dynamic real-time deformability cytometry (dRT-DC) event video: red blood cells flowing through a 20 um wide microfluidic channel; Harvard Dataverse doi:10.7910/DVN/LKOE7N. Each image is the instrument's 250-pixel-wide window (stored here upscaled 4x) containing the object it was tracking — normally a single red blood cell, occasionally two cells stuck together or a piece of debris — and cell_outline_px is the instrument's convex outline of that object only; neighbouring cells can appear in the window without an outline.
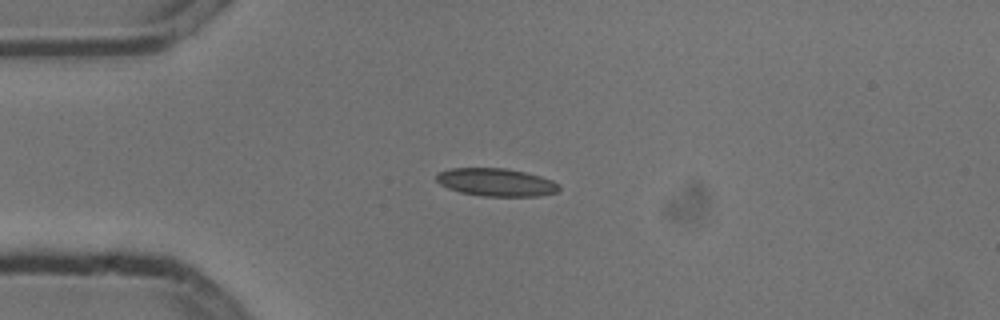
{"species": "common noctule bat (a hibernating species)", "species_latin": "Nyctalus noctula", "temperature_condition": "cold", "stored_images_in_passage": 5, "camera_frame_rate_fps": 3000, "um_per_image_px": 0.085, "animal": {"sex": "male", "body_mass_g": 13.3}, "frame": {"image": 1, "passage_image": 3, "time_ms": 0.667, "image_size_px": [1000, 320], "cell_outline_px": [[560, 188], [556, 192], [536, 196], [484, 196], [460, 192], [448, 188], [440, 184], [436, 180], [436, 172], [452, 168], [504, 168], [524, 172], [540, 176], [552, 180], [560, 184]], "centroid_in_image_um": [42.15, 15.49], "position_along_channel_um": 42.8, "area_um2": 19.88}}
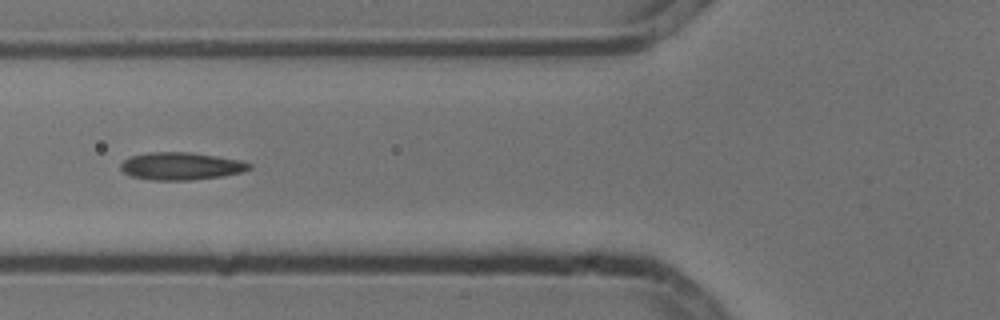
{"frame": {"image": 2, "passage_image": 5, "time_ms": 1.333, "image_size_px": [1000, 320], "cell_outline_px": [[252, 168], [244, 172], [224, 176], [192, 180], [152, 180], [132, 176], [124, 172], [120, 168], [120, 164], [124, 160], [132, 156], [148, 152], [188, 152], [240, 160], [252, 164]], "centroid_in_image_um": [15.41, 14.12], "position_along_channel_um": 110.4, "area_um2": 20.63}}